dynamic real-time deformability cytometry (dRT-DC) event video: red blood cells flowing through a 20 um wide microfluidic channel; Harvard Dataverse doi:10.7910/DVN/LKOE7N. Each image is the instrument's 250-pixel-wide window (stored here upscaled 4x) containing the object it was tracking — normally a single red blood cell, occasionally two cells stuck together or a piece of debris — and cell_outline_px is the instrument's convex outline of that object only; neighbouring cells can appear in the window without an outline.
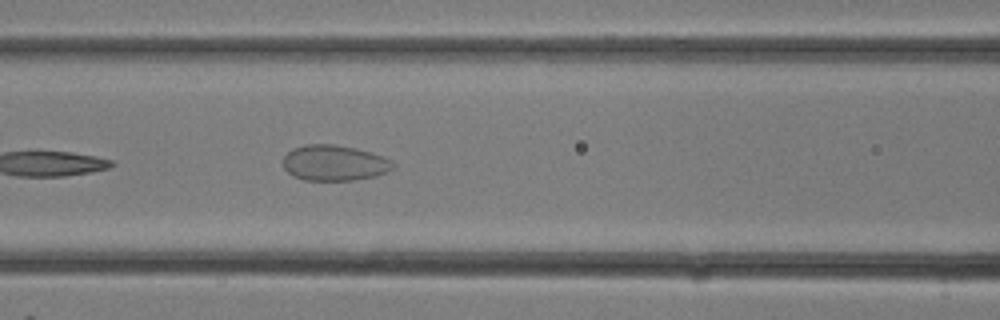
{"species": "common noctule bat (a hibernating species)", "species_latin": "Nyctalus noctula", "temperature_condition": "room temperature", "stored_images_in_passage": 12, "camera_frame_rate_fps": 3000, "um_per_image_px": 0.085, "animal": {"sex": "female"}, "frame": {"image": 1, "passage_image": 12, "time_ms": 3.667, "image_size_px": [1000, 320], "cell_outline_px": [[396, 168], [388, 172], [376, 176], [352, 180], [304, 180], [292, 176], [284, 168], [284, 156], [292, 148], [304, 144], [336, 144], [356, 148], [384, 156], [392, 160], [396, 164]], "centroid_in_image_um": [28.46, 13.84], "position_along_channel_um": 138.1, "area_um2": 23.18}}